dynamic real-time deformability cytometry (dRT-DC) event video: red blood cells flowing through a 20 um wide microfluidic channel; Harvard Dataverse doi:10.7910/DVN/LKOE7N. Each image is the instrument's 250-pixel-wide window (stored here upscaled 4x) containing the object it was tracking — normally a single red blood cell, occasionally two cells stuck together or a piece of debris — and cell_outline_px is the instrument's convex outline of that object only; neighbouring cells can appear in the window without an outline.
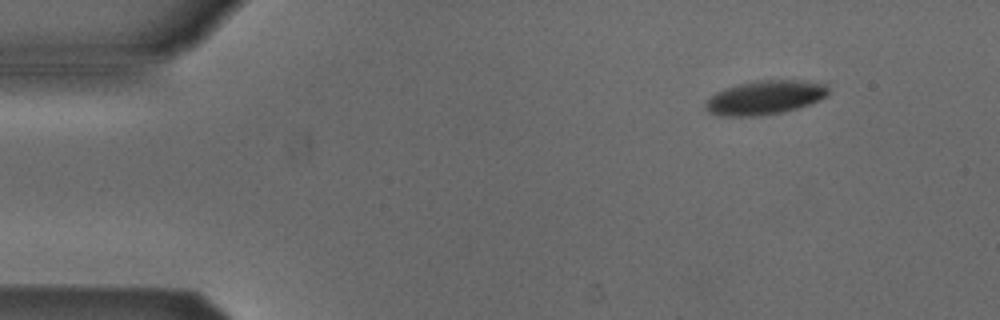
{"species": "Egyptian fruit bat (a non-hibernating species)", "species_latin": "Rousettus aegyptiacus", "temperature_condition": "cold", "stored_images_in_passage": 4, "camera_frame_rate_fps": 3000, "um_per_image_px": 0.085, "animal": {"sex": "male"}, "frame": {"image": 1, "passage_image": 1, "time_ms": 0.0, "image_size_px": [1000, 320], "cell_outline_px": [[828, 96], [820, 100], [796, 108], [780, 112], [756, 116], [728, 116], [708, 112], [704, 108], [704, 100], [716, 92], [724, 88], [740, 84], [760, 80], [804, 80], [824, 84], [828, 88]], "centroid_in_image_um": [64.99, 8.28], "position_along_channel_um": 20.0, "area_um2": 24.22}}
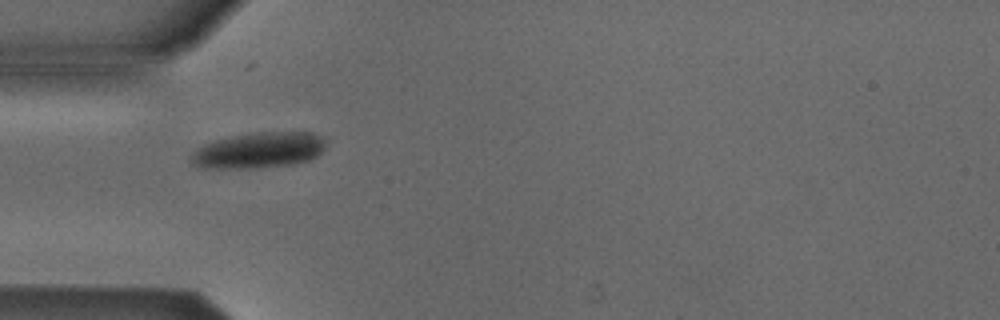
{"frame": {"image": 2, "passage_image": 3, "time_ms": 0.667, "image_size_px": [1000, 320], "cell_outline_px": [[328, 140], [324, 148], [316, 156], [292, 164], [256, 168], [196, 168], [188, 160], [188, 156], [196, 148], [204, 144], [216, 140], [256, 132], [312, 132], [328, 136]], "centroid_in_image_um": [21.98, 12.77], "position_along_channel_um": 63.0, "area_um2": 28.44}}
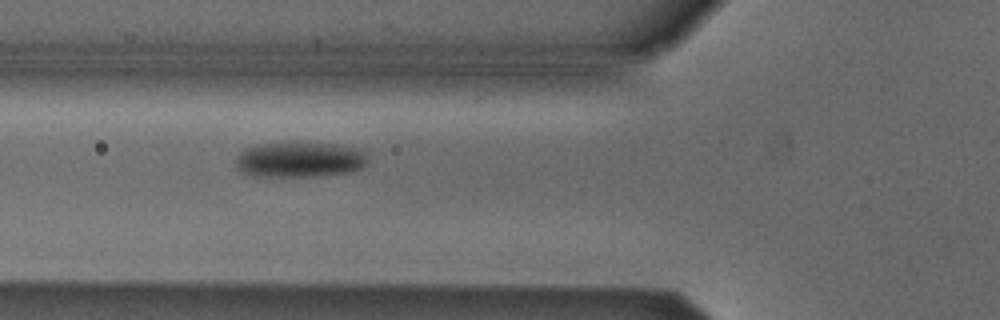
{"frame": {"image": 3, "passage_image": 4, "time_ms": 1.0, "image_size_px": [1000, 320], "cell_outline_px": [[368, 164], [364, 168], [352, 172], [316, 176], [252, 176], [236, 168], [236, 156], [244, 148], [260, 144], [340, 144], [364, 148], [368, 152]], "centroid_in_image_um": [25.58, 13.58], "position_along_channel_um": 100.2, "area_um2": 27.51}}